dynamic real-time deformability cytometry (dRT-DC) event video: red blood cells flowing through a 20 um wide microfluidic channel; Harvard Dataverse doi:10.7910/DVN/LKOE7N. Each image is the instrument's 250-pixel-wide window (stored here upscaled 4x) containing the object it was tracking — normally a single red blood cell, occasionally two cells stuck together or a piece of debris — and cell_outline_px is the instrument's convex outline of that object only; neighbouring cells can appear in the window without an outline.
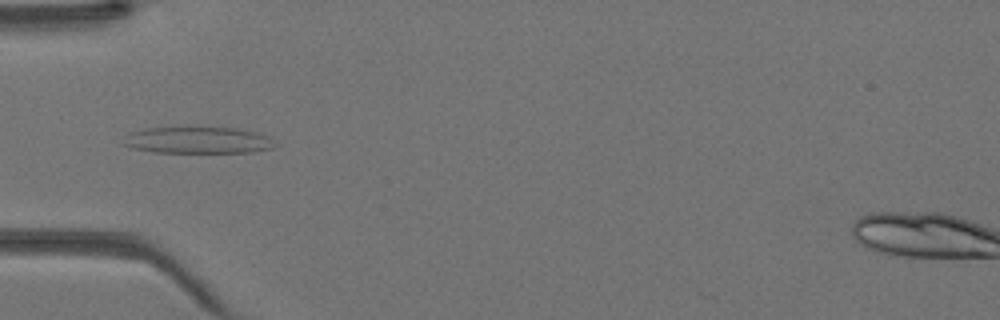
{"species": "Egyptian fruit bat (a non-hibernating species)", "species_latin": "Rousettus aegyptiacus", "temperature_condition": "warm", "stored_images_in_passage": 42, "camera_frame_rate_fps": 3000, "um_per_image_px": 0.085, "animal": {"sex": "female"}, "frame": {"image": 1, "passage_image": 14, "time_ms": 4.333, "image_size_px": [1000, 320], "cell_outline_px": [[276, 144], [272, 148], [252, 152], [152, 152], [132, 148], [124, 144], [128, 132], [144, 128], [184, 124], [236, 128], [256, 132], [268, 136]], "centroid_in_image_um": [16.77, 11.86], "position_along_channel_um": 68.2, "area_um2": 24.57}}
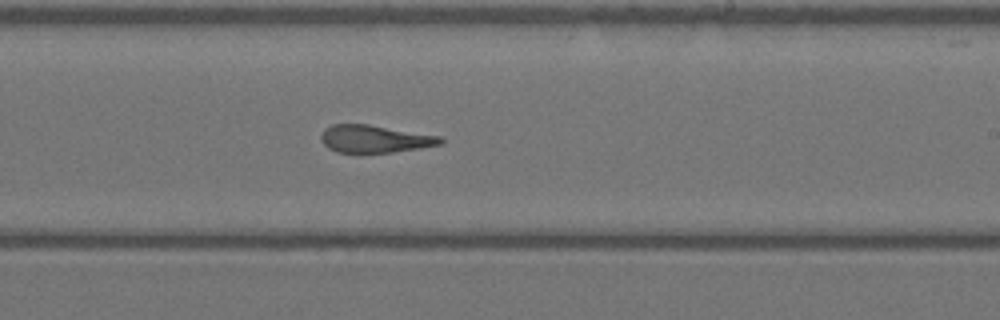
{"frame": {"image": 2, "passage_image": 26, "time_ms": 8.333, "image_size_px": [1000, 320], "cell_outline_px": [[444, 144], [420, 148], [392, 152], [360, 156], [336, 152], [328, 148], [320, 140], [320, 136], [324, 128], [332, 124], [368, 124], [440, 136], [444, 140]], "centroid_in_image_um": [31.8, 11.85], "position_along_channel_um": 257.2, "area_um2": 20.0}}
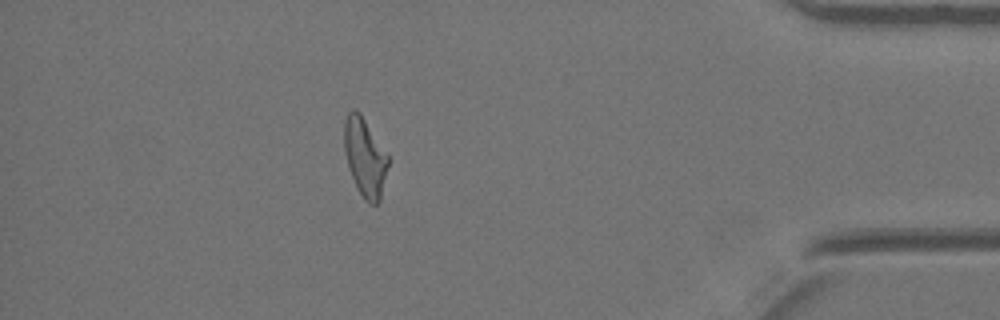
{"frame": {"image": 3, "passage_image": 38, "time_ms": 12.333, "image_size_px": [1000, 320], "cell_outline_px": [[388, 164], [380, 200], [376, 204], [368, 204], [364, 200], [356, 188], [348, 168], [344, 152], [344, 120], [348, 112], [352, 108], [356, 108], [360, 112], [388, 156]], "centroid_in_image_um": [30.98, 13.37], "position_along_channel_um": 404.2, "area_um2": 20.17}}